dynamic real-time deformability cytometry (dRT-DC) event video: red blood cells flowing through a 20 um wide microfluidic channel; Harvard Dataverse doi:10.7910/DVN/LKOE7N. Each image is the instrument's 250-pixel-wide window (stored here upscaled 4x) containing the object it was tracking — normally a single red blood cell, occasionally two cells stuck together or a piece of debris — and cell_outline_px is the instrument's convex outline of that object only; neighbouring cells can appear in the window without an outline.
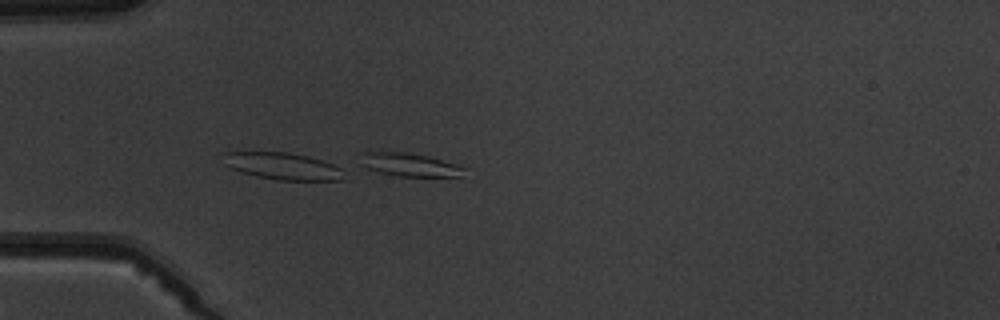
{"species": "common noctule bat (a hibernating species)", "species_latin": "Nyctalus noctula", "temperature_condition": "warm", "stored_images_in_passage": 7, "camera_frame_rate_fps": 3000, "um_per_image_px": 0.085, "animal": {"sex": "male", "body_mass_g": 19.5, "forearm_length_mm": 54.6}, "frame": {"image": 1, "passage_image": 4, "time_ms": 4.333, "image_size_px": [1000, 320], "cell_outline_px": [[348, 180], [276, 180], [256, 176], [232, 168], [224, 164], [220, 152], [288, 152], [308, 156], [332, 164], [340, 168]], "centroid_in_image_um": [24.02, 14.12], "position_along_channel_um": 61.0, "area_um2": 19.02}}